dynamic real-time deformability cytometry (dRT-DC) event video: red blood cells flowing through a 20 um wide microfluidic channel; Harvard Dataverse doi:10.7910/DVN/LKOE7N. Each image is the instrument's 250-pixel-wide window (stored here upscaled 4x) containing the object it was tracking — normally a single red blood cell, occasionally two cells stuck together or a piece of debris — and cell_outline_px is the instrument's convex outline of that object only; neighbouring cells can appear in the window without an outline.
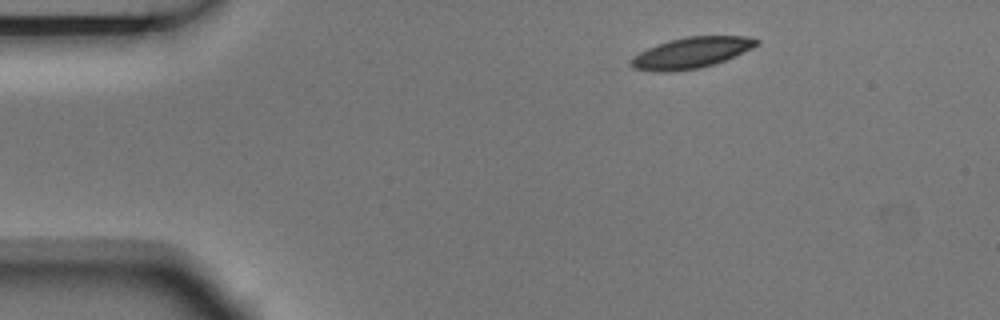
{"species": "Egyptian fruit bat (a non-hibernating species)", "species_latin": "Rousettus aegyptiacus", "temperature_condition": "room temperature", "stored_images_in_passage": 3, "camera_frame_rate_fps": 3000, "um_per_image_px": 0.085, "animal": {"sex": "male"}, "frame": {"image": 1, "passage_image": 1, "time_ms": 0.0, "image_size_px": [1000, 320], "cell_outline_px": [[760, 44], [752, 48], [724, 60], [700, 68], [664, 72], [632, 68], [628, 64], [628, 60], [632, 56], [648, 48], [668, 40], [688, 36], [744, 36], [760, 40]], "centroid_in_image_um": [58.72, 4.48], "position_along_channel_um": 26.3, "area_um2": 22.48}}